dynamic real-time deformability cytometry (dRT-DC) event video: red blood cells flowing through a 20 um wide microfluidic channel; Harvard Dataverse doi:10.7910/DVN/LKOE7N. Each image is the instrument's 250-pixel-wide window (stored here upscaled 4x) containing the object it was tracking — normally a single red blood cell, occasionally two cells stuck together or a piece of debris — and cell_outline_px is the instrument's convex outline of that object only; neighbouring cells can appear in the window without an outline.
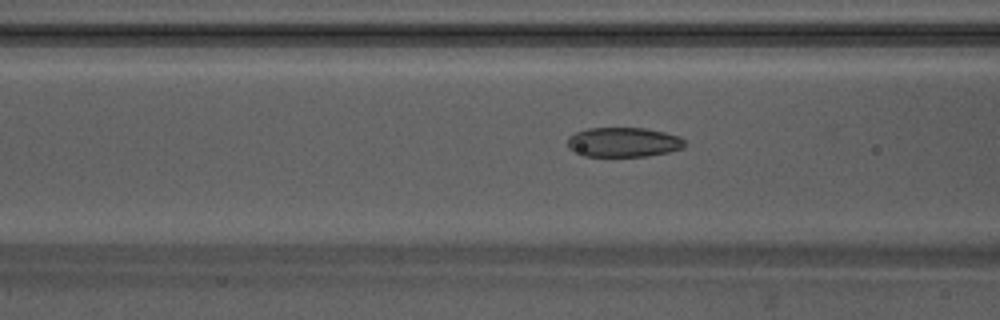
{"species": "Egyptian fruit bat (a non-hibernating species)", "species_latin": "Rousettus aegyptiacus", "temperature_condition": "warm", "stored_images_in_passage": 31, "camera_frame_rate_fps": 3000, "um_per_image_px": 0.085, "animal": {"sex": "male"}, "frame": {"image": 1, "passage_image": 4, "time_ms": 1.0, "image_size_px": [1000, 320], "cell_outline_px": [[684, 144], [680, 148], [668, 152], [648, 156], [584, 156], [568, 148], [568, 136], [576, 132], [588, 128], [644, 128], [664, 132], [680, 136], [684, 140]], "centroid_in_image_um": [52.96, 12.08], "position_along_channel_um": 113.6, "area_um2": 20.11}}
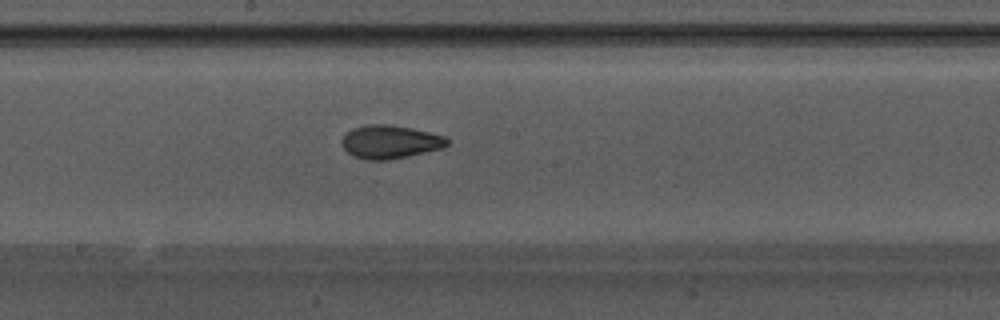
{"frame": {"image": 2, "passage_image": 12, "time_ms": 3.667, "image_size_px": [1000, 320], "cell_outline_px": [[448, 144], [444, 148], [408, 156], [388, 160], [364, 160], [352, 156], [344, 148], [340, 140], [352, 128], [364, 124], [388, 124], [412, 128], [444, 136], [448, 140]], "centroid_in_image_um": [33.13, 12.06], "position_along_channel_um": 215.1, "area_um2": 20.58}}
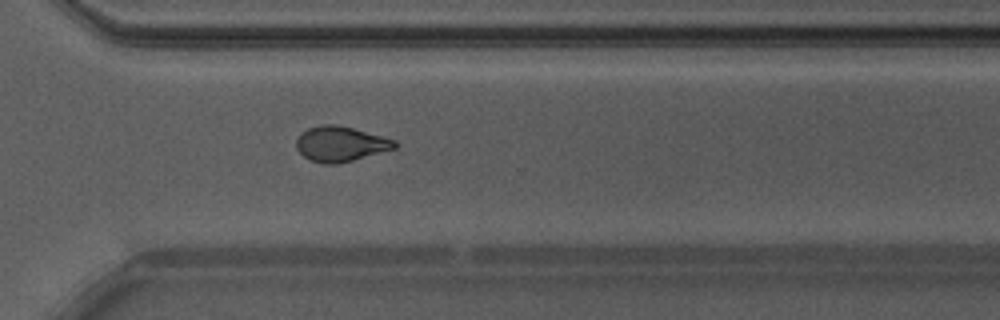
{"frame": {"image": 3, "passage_image": 22, "time_ms": 7.0, "image_size_px": [1000, 320], "cell_outline_px": [[396, 148], [352, 160], [336, 164], [324, 164], [312, 160], [304, 156], [296, 148], [296, 140], [300, 132], [308, 128], [320, 124], [336, 124], [352, 128], [396, 140]], "centroid_in_image_um": [28.91, 12.22], "position_along_channel_um": 341.7, "area_um2": 20.0}}